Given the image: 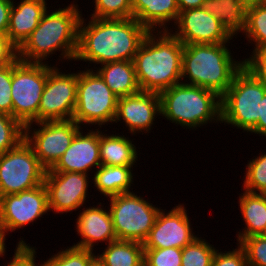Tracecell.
<instances>
[{"label": "cell", "mask_w": 266, "mask_h": 266, "mask_svg": "<svg viewBox=\"0 0 266 266\" xmlns=\"http://www.w3.org/2000/svg\"><path fill=\"white\" fill-rule=\"evenodd\" d=\"M25 139V126L11 115L0 113V154L14 149Z\"/></svg>", "instance_id": "obj_32"}, {"label": "cell", "mask_w": 266, "mask_h": 266, "mask_svg": "<svg viewBox=\"0 0 266 266\" xmlns=\"http://www.w3.org/2000/svg\"><path fill=\"white\" fill-rule=\"evenodd\" d=\"M99 129V154L101 165L107 166H135L138 161V150L134 141L125 137L123 133L109 135ZM105 133V134H104ZM136 163V164H135Z\"/></svg>", "instance_id": "obj_22"}, {"label": "cell", "mask_w": 266, "mask_h": 266, "mask_svg": "<svg viewBox=\"0 0 266 266\" xmlns=\"http://www.w3.org/2000/svg\"><path fill=\"white\" fill-rule=\"evenodd\" d=\"M241 1L246 7L261 4V0H241Z\"/></svg>", "instance_id": "obj_45"}, {"label": "cell", "mask_w": 266, "mask_h": 266, "mask_svg": "<svg viewBox=\"0 0 266 266\" xmlns=\"http://www.w3.org/2000/svg\"><path fill=\"white\" fill-rule=\"evenodd\" d=\"M229 45H184L181 82L212 90L221 97L230 87L234 75L243 67V60L233 58Z\"/></svg>", "instance_id": "obj_4"}, {"label": "cell", "mask_w": 266, "mask_h": 266, "mask_svg": "<svg viewBox=\"0 0 266 266\" xmlns=\"http://www.w3.org/2000/svg\"><path fill=\"white\" fill-rule=\"evenodd\" d=\"M24 240V238L17 242L12 259L3 264L4 266H46V261L41 262V264L36 262L37 248ZM36 262V263H35ZM2 265V266H3Z\"/></svg>", "instance_id": "obj_36"}, {"label": "cell", "mask_w": 266, "mask_h": 266, "mask_svg": "<svg viewBox=\"0 0 266 266\" xmlns=\"http://www.w3.org/2000/svg\"><path fill=\"white\" fill-rule=\"evenodd\" d=\"M204 0H177L179 11L187 9L202 8Z\"/></svg>", "instance_id": "obj_43"}, {"label": "cell", "mask_w": 266, "mask_h": 266, "mask_svg": "<svg viewBox=\"0 0 266 266\" xmlns=\"http://www.w3.org/2000/svg\"><path fill=\"white\" fill-rule=\"evenodd\" d=\"M108 202L117 240L143 243L161 208L134 192L110 197Z\"/></svg>", "instance_id": "obj_8"}, {"label": "cell", "mask_w": 266, "mask_h": 266, "mask_svg": "<svg viewBox=\"0 0 266 266\" xmlns=\"http://www.w3.org/2000/svg\"><path fill=\"white\" fill-rule=\"evenodd\" d=\"M135 166L100 165L94 172L92 184L104 197H113L122 193L133 192V168ZM132 188V189H131ZM131 189V190H130Z\"/></svg>", "instance_id": "obj_24"}, {"label": "cell", "mask_w": 266, "mask_h": 266, "mask_svg": "<svg viewBox=\"0 0 266 266\" xmlns=\"http://www.w3.org/2000/svg\"><path fill=\"white\" fill-rule=\"evenodd\" d=\"M86 250L68 246L46 260V266H92L97 260L96 250Z\"/></svg>", "instance_id": "obj_31"}, {"label": "cell", "mask_w": 266, "mask_h": 266, "mask_svg": "<svg viewBox=\"0 0 266 266\" xmlns=\"http://www.w3.org/2000/svg\"><path fill=\"white\" fill-rule=\"evenodd\" d=\"M237 248L229 251H221L217 249L211 266H247L246 254L243 248L237 244Z\"/></svg>", "instance_id": "obj_39"}, {"label": "cell", "mask_w": 266, "mask_h": 266, "mask_svg": "<svg viewBox=\"0 0 266 266\" xmlns=\"http://www.w3.org/2000/svg\"><path fill=\"white\" fill-rule=\"evenodd\" d=\"M182 249L159 248L144 249V266H181Z\"/></svg>", "instance_id": "obj_34"}, {"label": "cell", "mask_w": 266, "mask_h": 266, "mask_svg": "<svg viewBox=\"0 0 266 266\" xmlns=\"http://www.w3.org/2000/svg\"><path fill=\"white\" fill-rule=\"evenodd\" d=\"M47 64V80L39 104L37 122L70 120L77 101L78 72L60 71Z\"/></svg>", "instance_id": "obj_12"}, {"label": "cell", "mask_w": 266, "mask_h": 266, "mask_svg": "<svg viewBox=\"0 0 266 266\" xmlns=\"http://www.w3.org/2000/svg\"><path fill=\"white\" fill-rule=\"evenodd\" d=\"M159 97L161 117L183 129L221 124V97L212 90L180 82L160 92Z\"/></svg>", "instance_id": "obj_5"}, {"label": "cell", "mask_w": 266, "mask_h": 266, "mask_svg": "<svg viewBox=\"0 0 266 266\" xmlns=\"http://www.w3.org/2000/svg\"><path fill=\"white\" fill-rule=\"evenodd\" d=\"M254 49L266 48V6L253 5L246 9L245 29L242 33Z\"/></svg>", "instance_id": "obj_28"}, {"label": "cell", "mask_w": 266, "mask_h": 266, "mask_svg": "<svg viewBox=\"0 0 266 266\" xmlns=\"http://www.w3.org/2000/svg\"><path fill=\"white\" fill-rule=\"evenodd\" d=\"M17 59V48L7 36L0 35V69Z\"/></svg>", "instance_id": "obj_40"}, {"label": "cell", "mask_w": 266, "mask_h": 266, "mask_svg": "<svg viewBox=\"0 0 266 266\" xmlns=\"http://www.w3.org/2000/svg\"><path fill=\"white\" fill-rule=\"evenodd\" d=\"M258 134L266 138V93L261 99L260 117L257 124L249 131V134Z\"/></svg>", "instance_id": "obj_42"}, {"label": "cell", "mask_w": 266, "mask_h": 266, "mask_svg": "<svg viewBox=\"0 0 266 266\" xmlns=\"http://www.w3.org/2000/svg\"><path fill=\"white\" fill-rule=\"evenodd\" d=\"M47 80V64L26 63L18 58L12 63V116L24 126L37 123L40 100Z\"/></svg>", "instance_id": "obj_9"}, {"label": "cell", "mask_w": 266, "mask_h": 266, "mask_svg": "<svg viewBox=\"0 0 266 266\" xmlns=\"http://www.w3.org/2000/svg\"><path fill=\"white\" fill-rule=\"evenodd\" d=\"M93 18H133L132 0H93Z\"/></svg>", "instance_id": "obj_33"}, {"label": "cell", "mask_w": 266, "mask_h": 266, "mask_svg": "<svg viewBox=\"0 0 266 266\" xmlns=\"http://www.w3.org/2000/svg\"><path fill=\"white\" fill-rule=\"evenodd\" d=\"M10 10L7 37L18 49L34 29L39 25L43 14L48 9L47 0H20ZM15 3V4H14Z\"/></svg>", "instance_id": "obj_20"}, {"label": "cell", "mask_w": 266, "mask_h": 266, "mask_svg": "<svg viewBox=\"0 0 266 266\" xmlns=\"http://www.w3.org/2000/svg\"><path fill=\"white\" fill-rule=\"evenodd\" d=\"M183 49L169 31H150L133 59L141 91L159 94L180 83Z\"/></svg>", "instance_id": "obj_3"}, {"label": "cell", "mask_w": 266, "mask_h": 266, "mask_svg": "<svg viewBox=\"0 0 266 266\" xmlns=\"http://www.w3.org/2000/svg\"><path fill=\"white\" fill-rule=\"evenodd\" d=\"M238 244L245 251L247 266H266V235L243 238Z\"/></svg>", "instance_id": "obj_35"}, {"label": "cell", "mask_w": 266, "mask_h": 266, "mask_svg": "<svg viewBox=\"0 0 266 266\" xmlns=\"http://www.w3.org/2000/svg\"><path fill=\"white\" fill-rule=\"evenodd\" d=\"M88 132L84 131L82 127L70 146L57 161V163L51 168L54 172H77L85 173L93 169H97L100 163V152H99V128L93 130L87 129ZM95 166V167H94Z\"/></svg>", "instance_id": "obj_18"}, {"label": "cell", "mask_w": 266, "mask_h": 266, "mask_svg": "<svg viewBox=\"0 0 266 266\" xmlns=\"http://www.w3.org/2000/svg\"><path fill=\"white\" fill-rule=\"evenodd\" d=\"M216 247L201 236L182 249L181 266H211Z\"/></svg>", "instance_id": "obj_30"}, {"label": "cell", "mask_w": 266, "mask_h": 266, "mask_svg": "<svg viewBox=\"0 0 266 266\" xmlns=\"http://www.w3.org/2000/svg\"><path fill=\"white\" fill-rule=\"evenodd\" d=\"M161 116L158 93L139 91L136 94L118 98L115 123H124L128 133H150L155 119Z\"/></svg>", "instance_id": "obj_17"}, {"label": "cell", "mask_w": 266, "mask_h": 266, "mask_svg": "<svg viewBox=\"0 0 266 266\" xmlns=\"http://www.w3.org/2000/svg\"><path fill=\"white\" fill-rule=\"evenodd\" d=\"M35 125L39 128H33ZM81 128L73 119L29 123L25 125V141L33 148L40 163L51 169Z\"/></svg>", "instance_id": "obj_11"}, {"label": "cell", "mask_w": 266, "mask_h": 266, "mask_svg": "<svg viewBox=\"0 0 266 266\" xmlns=\"http://www.w3.org/2000/svg\"><path fill=\"white\" fill-rule=\"evenodd\" d=\"M179 13L177 0H132L133 18L149 31H169Z\"/></svg>", "instance_id": "obj_21"}, {"label": "cell", "mask_w": 266, "mask_h": 266, "mask_svg": "<svg viewBox=\"0 0 266 266\" xmlns=\"http://www.w3.org/2000/svg\"><path fill=\"white\" fill-rule=\"evenodd\" d=\"M6 232H5V229H4V226L1 224L0 222V258L3 257V258H6L4 257L6 254Z\"/></svg>", "instance_id": "obj_44"}, {"label": "cell", "mask_w": 266, "mask_h": 266, "mask_svg": "<svg viewBox=\"0 0 266 266\" xmlns=\"http://www.w3.org/2000/svg\"><path fill=\"white\" fill-rule=\"evenodd\" d=\"M92 266H103L98 260H96Z\"/></svg>", "instance_id": "obj_46"}, {"label": "cell", "mask_w": 266, "mask_h": 266, "mask_svg": "<svg viewBox=\"0 0 266 266\" xmlns=\"http://www.w3.org/2000/svg\"><path fill=\"white\" fill-rule=\"evenodd\" d=\"M12 63L0 69V113L12 116Z\"/></svg>", "instance_id": "obj_37"}, {"label": "cell", "mask_w": 266, "mask_h": 266, "mask_svg": "<svg viewBox=\"0 0 266 266\" xmlns=\"http://www.w3.org/2000/svg\"><path fill=\"white\" fill-rule=\"evenodd\" d=\"M106 246L102 253L96 254L103 266H144L143 243L116 240Z\"/></svg>", "instance_id": "obj_27"}, {"label": "cell", "mask_w": 266, "mask_h": 266, "mask_svg": "<svg viewBox=\"0 0 266 266\" xmlns=\"http://www.w3.org/2000/svg\"><path fill=\"white\" fill-rule=\"evenodd\" d=\"M46 171L24 139L14 149L0 154V197L44 184Z\"/></svg>", "instance_id": "obj_10"}, {"label": "cell", "mask_w": 266, "mask_h": 266, "mask_svg": "<svg viewBox=\"0 0 266 266\" xmlns=\"http://www.w3.org/2000/svg\"><path fill=\"white\" fill-rule=\"evenodd\" d=\"M265 93L266 85L242 67L221 96V123L248 134L258 122Z\"/></svg>", "instance_id": "obj_6"}, {"label": "cell", "mask_w": 266, "mask_h": 266, "mask_svg": "<svg viewBox=\"0 0 266 266\" xmlns=\"http://www.w3.org/2000/svg\"><path fill=\"white\" fill-rule=\"evenodd\" d=\"M184 204L173 206L168 212L161 209L155 224L143 242L144 249L180 248L194 241L198 236L193 232L190 218Z\"/></svg>", "instance_id": "obj_16"}, {"label": "cell", "mask_w": 266, "mask_h": 266, "mask_svg": "<svg viewBox=\"0 0 266 266\" xmlns=\"http://www.w3.org/2000/svg\"><path fill=\"white\" fill-rule=\"evenodd\" d=\"M169 32L184 45L230 43L233 37L221 22L203 8L181 11ZM175 31V32H173Z\"/></svg>", "instance_id": "obj_15"}, {"label": "cell", "mask_w": 266, "mask_h": 266, "mask_svg": "<svg viewBox=\"0 0 266 266\" xmlns=\"http://www.w3.org/2000/svg\"><path fill=\"white\" fill-rule=\"evenodd\" d=\"M96 71L118 98L141 91L133 61L106 63L96 68Z\"/></svg>", "instance_id": "obj_25"}, {"label": "cell", "mask_w": 266, "mask_h": 266, "mask_svg": "<svg viewBox=\"0 0 266 266\" xmlns=\"http://www.w3.org/2000/svg\"><path fill=\"white\" fill-rule=\"evenodd\" d=\"M48 195L44 184L33 189L0 197V222L6 234L34 224L48 215Z\"/></svg>", "instance_id": "obj_13"}, {"label": "cell", "mask_w": 266, "mask_h": 266, "mask_svg": "<svg viewBox=\"0 0 266 266\" xmlns=\"http://www.w3.org/2000/svg\"><path fill=\"white\" fill-rule=\"evenodd\" d=\"M242 190L266 194V153L261 152L246 165Z\"/></svg>", "instance_id": "obj_29"}, {"label": "cell", "mask_w": 266, "mask_h": 266, "mask_svg": "<svg viewBox=\"0 0 266 266\" xmlns=\"http://www.w3.org/2000/svg\"><path fill=\"white\" fill-rule=\"evenodd\" d=\"M13 0H0V35L6 36Z\"/></svg>", "instance_id": "obj_41"}, {"label": "cell", "mask_w": 266, "mask_h": 266, "mask_svg": "<svg viewBox=\"0 0 266 266\" xmlns=\"http://www.w3.org/2000/svg\"><path fill=\"white\" fill-rule=\"evenodd\" d=\"M82 15L79 23L75 61L99 66L133 61L142 41L150 32L134 18H93Z\"/></svg>", "instance_id": "obj_1"}, {"label": "cell", "mask_w": 266, "mask_h": 266, "mask_svg": "<svg viewBox=\"0 0 266 266\" xmlns=\"http://www.w3.org/2000/svg\"><path fill=\"white\" fill-rule=\"evenodd\" d=\"M93 206L82 208L83 211L77 214L75 232L81 240L72 245L76 248L94 251V246H98L99 242L107 245L117 240L109 208L106 210L101 202Z\"/></svg>", "instance_id": "obj_19"}, {"label": "cell", "mask_w": 266, "mask_h": 266, "mask_svg": "<svg viewBox=\"0 0 266 266\" xmlns=\"http://www.w3.org/2000/svg\"><path fill=\"white\" fill-rule=\"evenodd\" d=\"M261 5H265L266 6V0H261Z\"/></svg>", "instance_id": "obj_47"}, {"label": "cell", "mask_w": 266, "mask_h": 266, "mask_svg": "<svg viewBox=\"0 0 266 266\" xmlns=\"http://www.w3.org/2000/svg\"><path fill=\"white\" fill-rule=\"evenodd\" d=\"M238 200L245 226L236 234L237 243L250 236L266 235V194L244 190Z\"/></svg>", "instance_id": "obj_23"}, {"label": "cell", "mask_w": 266, "mask_h": 266, "mask_svg": "<svg viewBox=\"0 0 266 266\" xmlns=\"http://www.w3.org/2000/svg\"><path fill=\"white\" fill-rule=\"evenodd\" d=\"M79 10L75 1L64 8L59 6L55 11L50 8L46 10L39 25L17 49V58L26 63L48 64L46 60L60 52L59 61H73L83 14Z\"/></svg>", "instance_id": "obj_2"}, {"label": "cell", "mask_w": 266, "mask_h": 266, "mask_svg": "<svg viewBox=\"0 0 266 266\" xmlns=\"http://www.w3.org/2000/svg\"><path fill=\"white\" fill-rule=\"evenodd\" d=\"M89 175L77 172H54L47 169L44 185L48 195L49 211L64 214L86 207L84 204L89 199V182H92L89 180Z\"/></svg>", "instance_id": "obj_14"}, {"label": "cell", "mask_w": 266, "mask_h": 266, "mask_svg": "<svg viewBox=\"0 0 266 266\" xmlns=\"http://www.w3.org/2000/svg\"><path fill=\"white\" fill-rule=\"evenodd\" d=\"M249 55L243 59V67L266 85V48L253 49Z\"/></svg>", "instance_id": "obj_38"}, {"label": "cell", "mask_w": 266, "mask_h": 266, "mask_svg": "<svg viewBox=\"0 0 266 266\" xmlns=\"http://www.w3.org/2000/svg\"><path fill=\"white\" fill-rule=\"evenodd\" d=\"M202 8L215 16L233 38L243 33L247 7L241 0H204Z\"/></svg>", "instance_id": "obj_26"}, {"label": "cell", "mask_w": 266, "mask_h": 266, "mask_svg": "<svg viewBox=\"0 0 266 266\" xmlns=\"http://www.w3.org/2000/svg\"><path fill=\"white\" fill-rule=\"evenodd\" d=\"M117 101L118 97L96 70L87 67L78 70L77 101L72 118L78 125L102 128L113 124Z\"/></svg>", "instance_id": "obj_7"}]
</instances>
